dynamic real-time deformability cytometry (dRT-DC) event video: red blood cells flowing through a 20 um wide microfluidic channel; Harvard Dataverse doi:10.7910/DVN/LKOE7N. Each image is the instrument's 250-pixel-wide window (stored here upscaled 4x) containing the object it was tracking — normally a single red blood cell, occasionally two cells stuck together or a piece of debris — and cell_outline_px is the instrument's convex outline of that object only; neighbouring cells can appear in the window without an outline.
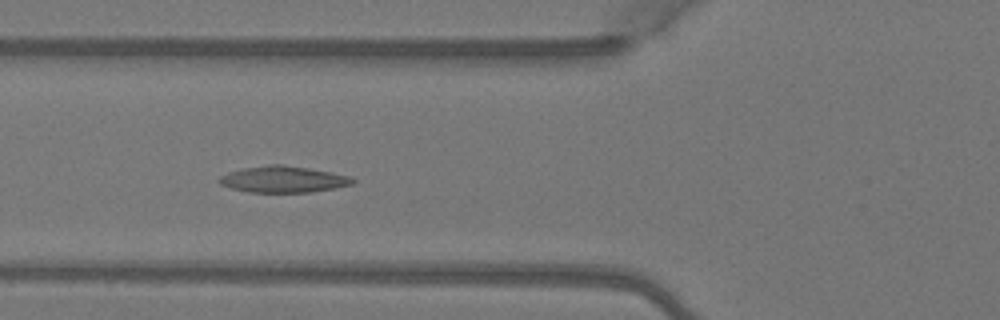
{"species": "Egyptian fruit bat (a non-hibernating species)", "species_latin": "Rousettus aegyptiacus", "temperature_condition": "warm", "stored_images_in_passage": 5, "camera_frame_rate_fps": 3000, "um_per_image_px": 0.085, "animal": {"sex": "female"}, "frame": {"image": 1, "passage_image": 5, "time_ms": 1.333, "image_size_px": [1000, 320], "cell_outline_px": [[356, 184], [312, 192], [248, 192], [232, 188], [220, 184], [216, 180], [220, 176], [228, 172], [244, 168], [268, 164], [280, 164], [308, 168], [332, 172], [352, 176], [356, 180]], "centroid_in_image_um": [24.11, 15.24], "position_along_channel_um": 101.7, "area_um2": 20.69}}